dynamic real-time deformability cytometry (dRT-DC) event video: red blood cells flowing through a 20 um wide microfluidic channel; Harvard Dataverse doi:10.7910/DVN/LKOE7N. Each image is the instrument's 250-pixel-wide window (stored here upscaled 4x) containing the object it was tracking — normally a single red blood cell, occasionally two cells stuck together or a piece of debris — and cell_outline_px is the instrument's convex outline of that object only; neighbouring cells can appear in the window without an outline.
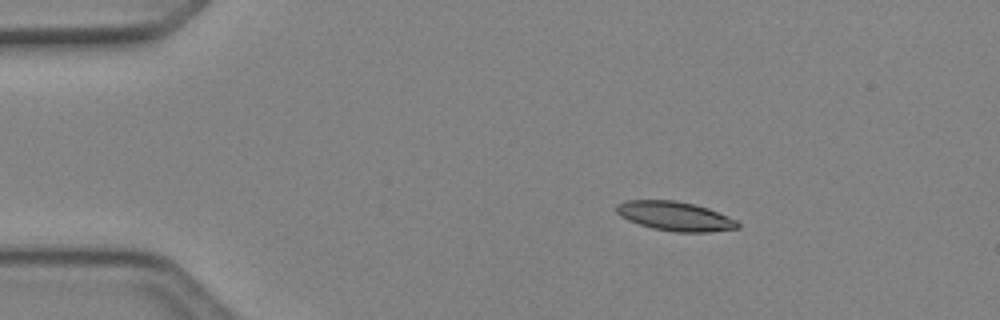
{"species": "Egyptian fruit bat (a non-hibernating species)", "species_latin": "Rousettus aegyptiacus", "temperature_condition": "cold", "stored_images_in_passage": 42, "camera_frame_rate_fps": 3000, "um_per_image_px": 0.085, "animal": {"sex": "female"}, "frame": {"image": 1, "passage_image": 1, "time_ms": 0.0, "image_size_px": [1000, 320], "cell_outline_px": [[740, 228], [708, 232], [672, 232], [652, 228], [628, 220], [620, 216], [616, 212], [616, 204], [628, 200], [676, 200], [696, 204], [708, 208], [728, 216], [736, 220], [740, 224]], "centroid_in_image_um": [57.39, 18.37], "position_along_channel_um": 27.6, "area_um2": 20.81}}
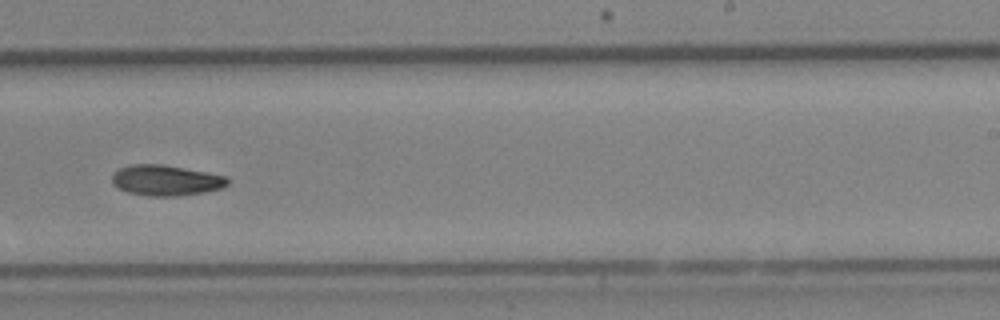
{"frame": {"image": 2, "passage_image": 24, "time_ms": 7.667, "image_size_px": [1000, 320], "cell_outline_px": [[228, 184], [224, 188], [204, 192], [180, 196], [148, 196], [128, 192], [112, 184], [112, 172], [120, 168], [132, 164], [164, 164], [228, 176]], "centroid_in_image_um": [14.12, 15.32], "position_along_channel_um": 274.9, "area_um2": 20.81}}
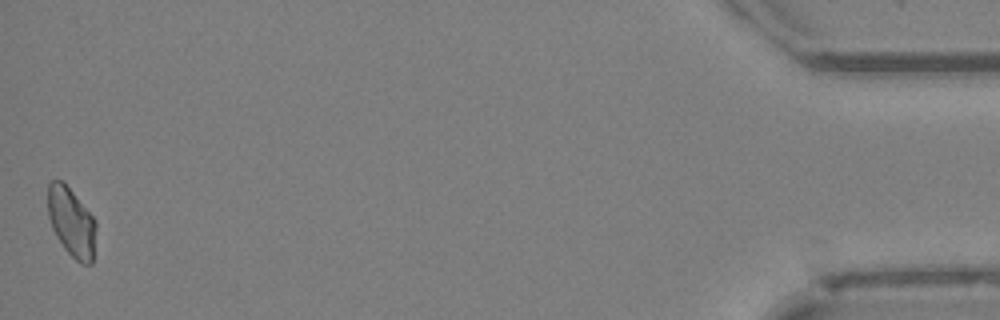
{"frame": {"image": 3, "passage_image": 42, "time_ms": 13.667, "image_size_px": [1000, 320], "cell_outline_px": [[96, 228], [92, 264], [80, 264], [64, 248], [56, 236], [52, 228], [48, 216], [48, 184], [52, 180], [64, 180], [96, 220]], "centroid_in_image_um": [6.07, 18.86], "position_along_channel_um": 429.1, "area_um2": 19.59}, "authors_computed_cell_mechanics": {"area_um2": 20.4034, "velocity_mm_per_s": 4.1014, "shape_relaxation_time_tau1_ms": 10.4243, "shape_relaxation_time_tau2_ms": null, "deformation_change_tau1": 0.1713, "deformation_change_tau2": null}}